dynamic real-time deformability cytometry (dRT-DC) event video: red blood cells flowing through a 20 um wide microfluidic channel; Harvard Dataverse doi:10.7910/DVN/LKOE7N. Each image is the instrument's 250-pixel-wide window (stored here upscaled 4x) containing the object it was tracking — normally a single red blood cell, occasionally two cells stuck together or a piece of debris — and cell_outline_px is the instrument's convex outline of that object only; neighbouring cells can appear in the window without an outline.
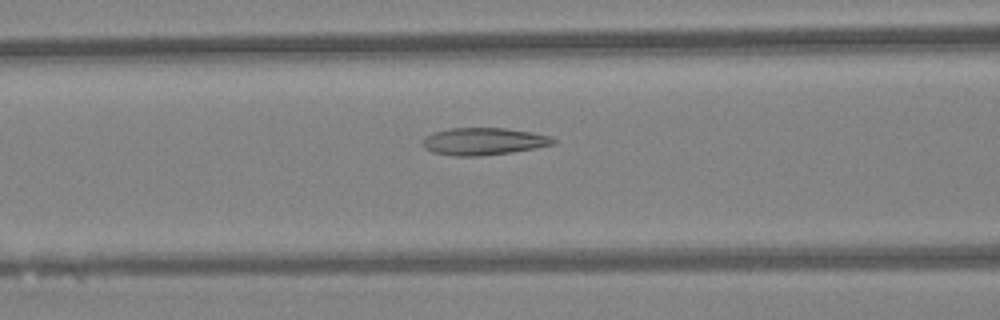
{"species": "Egyptian fruit bat (a non-hibernating species)", "species_latin": "Rousettus aegyptiacus", "temperature_condition": "warm", "stored_images_in_passage": 39, "camera_frame_rate_fps": 3000, "um_per_image_px": 0.085, "animal": {"sex": "female"}, "frame": {"image": 1, "passage_image": 11, "time_ms": 3.333, "image_size_px": [1000, 320], "cell_outline_px": [[556, 144], [536, 148], [512, 152], [480, 156], [456, 156], [432, 152], [424, 148], [420, 144], [432, 132], [448, 128], [508, 128], [532, 132], [552, 136], [556, 140]], "centroid_in_image_um": [41.13, 12.01], "position_along_channel_um": 125.5, "area_um2": 20.98}}
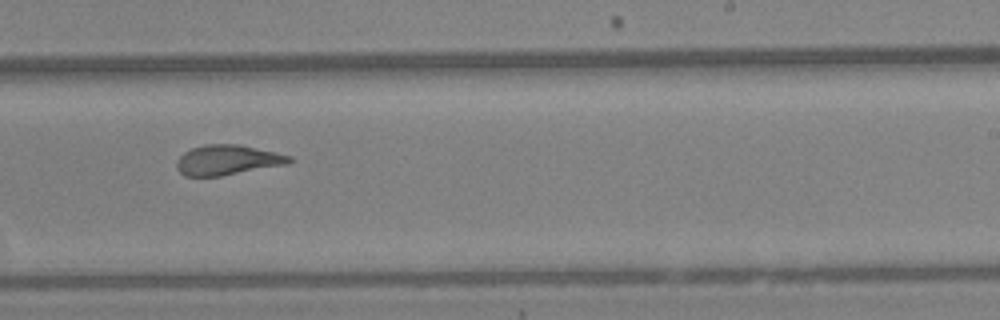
{"frame": {"image": 2, "passage_image": 21, "time_ms": 6.667, "image_size_px": [1000, 320], "cell_outline_px": [[292, 160], [288, 164], [220, 176], [184, 176], [176, 168], [176, 160], [184, 152], [192, 148], [204, 144], [240, 144], [276, 152], [292, 156]], "centroid_in_image_um": [19.33, 13.59], "position_along_channel_um": 269.7, "area_um2": 19.83}}
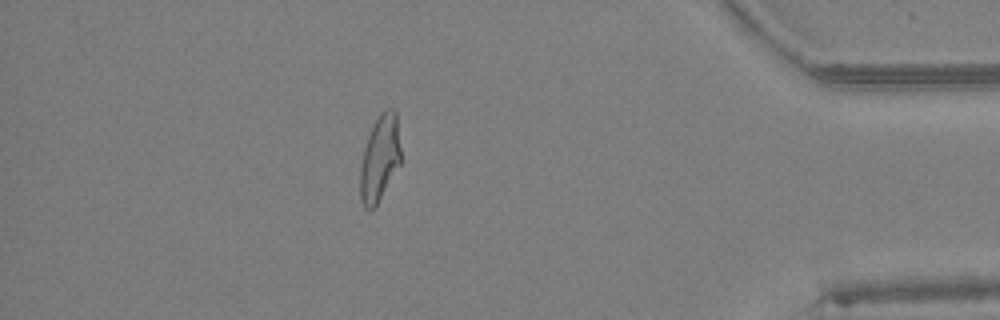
{"frame": {"image": 3, "passage_image": 33, "time_ms": 10.667, "image_size_px": [1000, 320], "cell_outline_px": [[400, 164], [376, 204], [372, 208], [364, 208], [360, 200], [360, 164], [364, 148], [368, 136], [380, 112], [384, 108], [392, 108], [396, 112], [400, 148]], "centroid_in_image_um": [32.27, 13.42], "position_along_channel_um": 402.9, "area_um2": 20.06}, "authors_computed_cell_mechanics": {"area_um2": 20.9814, "velocity_mm_per_s": 4.3594, "shape_relaxation_time_tau1_ms": null, "shape_relaxation_time_tau2_ms": 1.471, "deformation_change_tau1": null, "deformation_change_tau2": 0.0982}}